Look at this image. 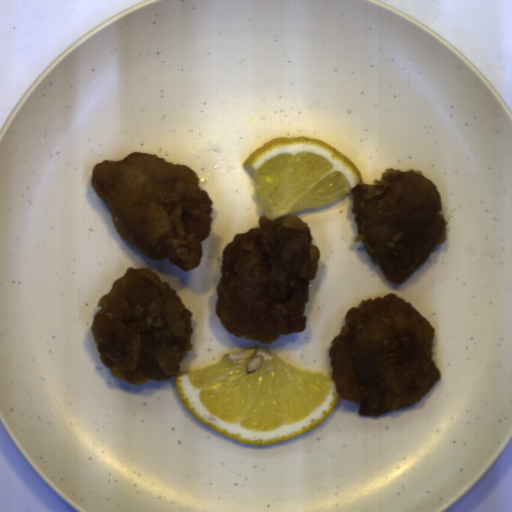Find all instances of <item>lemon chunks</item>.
Returning <instances> with one entry per match:
<instances>
[{
    "label": "lemon chunks",
    "instance_id": "2",
    "mask_svg": "<svg viewBox=\"0 0 512 512\" xmlns=\"http://www.w3.org/2000/svg\"><path fill=\"white\" fill-rule=\"evenodd\" d=\"M258 183L254 196L269 221L327 205L363 184L359 168L328 143L306 136L279 137L243 162Z\"/></svg>",
    "mask_w": 512,
    "mask_h": 512
},
{
    "label": "lemon chunks",
    "instance_id": "1",
    "mask_svg": "<svg viewBox=\"0 0 512 512\" xmlns=\"http://www.w3.org/2000/svg\"><path fill=\"white\" fill-rule=\"evenodd\" d=\"M173 380L192 416L247 445L301 436L327 419L341 398L333 374L296 368L260 345Z\"/></svg>",
    "mask_w": 512,
    "mask_h": 512
}]
</instances>
